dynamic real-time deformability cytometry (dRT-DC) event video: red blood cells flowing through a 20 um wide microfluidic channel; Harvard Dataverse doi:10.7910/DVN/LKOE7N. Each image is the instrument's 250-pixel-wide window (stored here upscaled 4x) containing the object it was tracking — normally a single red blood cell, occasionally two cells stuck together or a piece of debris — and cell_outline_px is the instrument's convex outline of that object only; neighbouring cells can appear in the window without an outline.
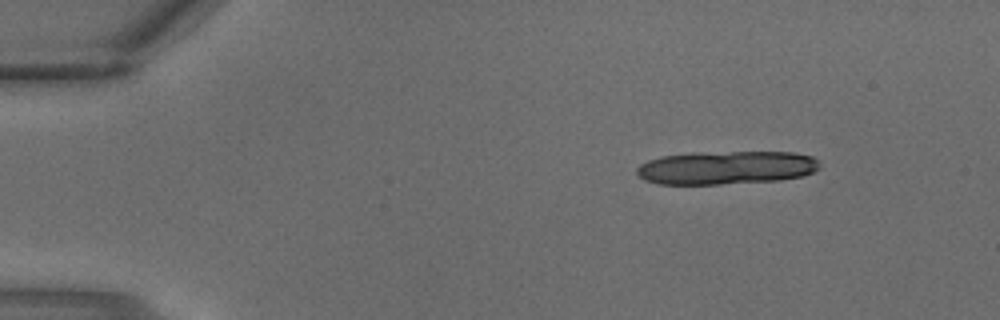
{"species": "common noctule bat (a hibernating species)", "species_latin": "Nyctalus noctula", "temperature_condition": "warm", "stored_images_in_passage": 3, "segment_of_instrument_passage": [1, 2], "camera_frame_rate_fps": 3000, "um_per_image_px": 0.085, "animal": {"sex": "male", "body_mass_g": 18.8}, "frame": {"image": 1, "passage_image": 1, "time_ms": 0.0, "image_size_px": [1000, 320], "cell_outline_px": [[820, 168], [804, 176], [780, 180], [720, 184], [660, 184], [644, 180], [636, 172], [636, 168], [640, 164], [648, 160], [660, 156], [692, 152], [792, 152], [812, 156], [820, 160]], "centroid_in_image_um": [61.75, 14.24], "position_along_channel_um": 23.3, "area_um2": 35.95}}